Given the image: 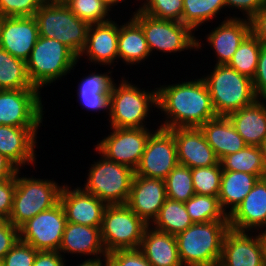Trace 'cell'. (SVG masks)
I'll list each match as a JSON object with an SVG mask.
<instances>
[{
  "label": "cell",
  "instance_id": "1",
  "mask_svg": "<svg viewBox=\"0 0 266 266\" xmlns=\"http://www.w3.org/2000/svg\"><path fill=\"white\" fill-rule=\"evenodd\" d=\"M157 109L164 114L160 128H199L217 116L202 77L157 87Z\"/></svg>",
  "mask_w": 266,
  "mask_h": 266
},
{
  "label": "cell",
  "instance_id": "35",
  "mask_svg": "<svg viewBox=\"0 0 266 266\" xmlns=\"http://www.w3.org/2000/svg\"><path fill=\"white\" fill-rule=\"evenodd\" d=\"M184 204L193 223L229 220L220 205L218 197L194 194Z\"/></svg>",
  "mask_w": 266,
  "mask_h": 266
},
{
  "label": "cell",
  "instance_id": "31",
  "mask_svg": "<svg viewBox=\"0 0 266 266\" xmlns=\"http://www.w3.org/2000/svg\"><path fill=\"white\" fill-rule=\"evenodd\" d=\"M192 224L193 221L187 213L185 204L167 198L150 226L158 231L177 235Z\"/></svg>",
  "mask_w": 266,
  "mask_h": 266
},
{
  "label": "cell",
  "instance_id": "49",
  "mask_svg": "<svg viewBox=\"0 0 266 266\" xmlns=\"http://www.w3.org/2000/svg\"><path fill=\"white\" fill-rule=\"evenodd\" d=\"M66 261L58 251H38L33 266H65Z\"/></svg>",
  "mask_w": 266,
  "mask_h": 266
},
{
  "label": "cell",
  "instance_id": "20",
  "mask_svg": "<svg viewBox=\"0 0 266 266\" xmlns=\"http://www.w3.org/2000/svg\"><path fill=\"white\" fill-rule=\"evenodd\" d=\"M39 37L34 16L3 17L0 30V48L25 62Z\"/></svg>",
  "mask_w": 266,
  "mask_h": 266
},
{
  "label": "cell",
  "instance_id": "10",
  "mask_svg": "<svg viewBox=\"0 0 266 266\" xmlns=\"http://www.w3.org/2000/svg\"><path fill=\"white\" fill-rule=\"evenodd\" d=\"M148 225L126 204L107 205L100 227L107 253L115 250L139 249Z\"/></svg>",
  "mask_w": 266,
  "mask_h": 266
},
{
  "label": "cell",
  "instance_id": "25",
  "mask_svg": "<svg viewBox=\"0 0 266 266\" xmlns=\"http://www.w3.org/2000/svg\"><path fill=\"white\" fill-rule=\"evenodd\" d=\"M227 117L246 145L260 147L266 141V99L258 98Z\"/></svg>",
  "mask_w": 266,
  "mask_h": 266
},
{
  "label": "cell",
  "instance_id": "27",
  "mask_svg": "<svg viewBox=\"0 0 266 266\" xmlns=\"http://www.w3.org/2000/svg\"><path fill=\"white\" fill-rule=\"evenodd\" d=\"M219 161L243 149L246 144L226 116H218L199 127Z\"/></svg>",
  "mask_w": 266,
  "mask_h": 266
},
{
  "label": "cell",
  "instance_id": "18",
  "mask_svg": "<svg viewBox=\"0 0 266 266\" xmlns=\"http://www.w3.org/2000/svg\"><path fill=\"white\" fill-rule=\"evenodd\" d=\"M64 184L60 193L67 222L91 227H101L103 212L107 206L96 196L85 192L81 187L72 188Z\"/></svg>",
  "mask_w": 266,
  "mask_h": 266
},
{
  "label": "cell",
  "instance_id": "40",
  "mask_svg": "<svg viewBox=\"0 0 266 266\" xmlns=\"http://www.w3.org/2000/svg\"><path fill=\"white\" fill-rule=\"evenodd\" d=\"M112 69V70H111ZM113 67H110L108 72L102 74L91 72L84 76L78 83L76 95H95V94H110L114 78L112 77Z\"/></svg>",
  "mask_w": 266,
  "mask_h": 266
},
{
  "label": "cell",
  "instance_id": "12",
  "mask_svg": "<svg viewBox=\"0 0 266 266\" xmlns=\"http://www.w3.org/2000/svg\"><path fill=\"white\" fill-rule=\"evenodd\" d=\"M41 90H0V125L41 127L45 112Z\"/></svg>",
  "mask_w": 266,
  "mask_h": 266
},
{
  "label": "cell",
  "instance_id": "6",
  "mask_svg": "<svg viewBox=\"0 0 266 266\" xmlns=\"http://www.w3.org/2000/svg\"><path fill=\"white\" fill-rule=\"evenodd\" d=\"M16 173V189L13 197V208L8 219L14 226L20 227L27 220L40 212L51 209L60 202L63 184L52 179L34 178Z\"/></svg>",
  "mask_w": 266,
  "mask_h": 266
},
{
  "label": "cell",
  "instance_id": "5",
  "mask_svg": "<svg viewBox=\"0 0 266 266\" xmlns=\"http://www.w3.org/2000/svg\"><path fill=\"white\" fill-rule=\"evenodd\" d=\"M210 73L202 75L217 116H228L254 103L258 97L253 81L235 69L225 65H214Z\"/></svg>",
  "mask_w": 266,
  "mask_h": 266
},
{
  "label": "cell",
  "instance_id": "30",
  "mask_svg": "<svg viewBox=\"0 0 266 266\" xmlns=\"http://www.w3.org/2000/svg\"><path fill=\"white\" fill-rule=\"evenodd\" d=\"M219 162L222 170L245 172L256 175L260 179L266 177L262 150L257 146L246 145L236 153L223 157Z\"/></svg>",
  "mask_w": 266,
  "mask_h": 266
},
{
  "label": "cell",
  "instance_id": "16",
  "mask_svg": "<svg viewBox=\"0 0 266 266\" xmlns=\"http://www.w3.org/2000/svg\"><path fill=\"white\" fill-rule=\"evenodd\" d=\"M118 37L119 24L115 20L90 24L86 44L78 57V62L80 58H85L88 59V63L95 66L98 64L103 67H116L114 64H118Z\"/></svg>",
  "mask_w": 266,
  "mask_h": 266
},
{
  "label": "cell",
  "instance_id": "23",
  "mask_svg": "<svg viewBox=\"0 0 266 266\" xmlns=\"http://www.w3.org/2000/svg\"><path fill=\"white\" fill-rule=\"evenodd\" d=\"M228 219L236 231H266V177L257 181Z\"/></svg>",
  "mask_w": 266,
  "mask_h": 266
},
{
  "label": "cell",
  "instance_id": "21",
  "mask_svg": "<svg viewBox=\"0 0 266 266\" xmlns=\"http://www.w3.org/2000/svg\"><path fill=\"white\" fill-rule=\"evenodd\" d=\"M41 127H15L0 125V154L8 158L19 170L26 165L36 166L35 148Z\"/></svg>",
  "mask_w": 266,
  "mask_h": 266
},
{
  "label": "cell",
  "instance_id": "19",
  "mask_svg": "<svg viewBox=\"0 0 266 266\" xmlns=\"http://www.w3.org/2000/svg\"><path fill=\"white\" fill-rule=\"evenodd\" d=\"M251 32L250 20L239 16H227L205 37L212 54L216 57L215 65L228 64L241 42Z\"/></svg>",
  "mask_w": 266,
  "mask_h": 266
},
{
  "label": "cell",
  "instance_id": "55",
  "mask_svg": "<svg viewBox=\"0 0 266 266\" xmlns=\"http://www.w3.org/2000/svg\"><path fill=\"white\" fill-rule=\"evenodd\" d=\"M262 237L265 246V266H266V231L262 232Z\"/></svg>",
  "mask_w": 266,
  "mask_h": 266
},
{
  "label": "cell",
  "instance_id": "50",
  "mask_svg": "<svg viewBox=\"0 0 266 266\" xmlns=\"http://www.w3.org/2000/svg\"><path fill=\"white\" fill-rule=\"evenodd\" d=\"M250 23L251 32L261 43L266 44V5L250 19Z\"/></svg>",
  "mask_w": 266,
  "mask_h": 266
},
{
  "label": "cell",
  "instance_id": "51",
  "mask_svg": "<svg viewBox=\"0 0 266 266\" xmlns=\"http://www.w3.org/2000/svg\"><path fill=\"white\" fill-rule=\"evenodd\" d=\"M18 170L8 158L0 154V181L14 178Z\"/></svg>",
  "mask_w": 266,
  "mask_h": 266
},
{
  "label": "cell",
  "instance_id": "56",
  "mask_svg": "<svg viewBox=\"0 0 266 266\" xmlns=\"http://www.w3.org/2000/svg\"><path fill=\"white\" fill-rule=\"evenodd\" d=\"M66 0H44L45 3H57V2H65Z\"/></svg>",
  "mask_w": 266,
  "mask_h": 266
},
{
  "label": "cell",
  "instance_id": "38",
  "mask_svg": "<svg viewBox=\"0 0 266 266\" xmlns=\"http://www.w3.org/2000/svg\"><path fill=\"white\" fill-rule=\"evenodd\" d=\"M222 171L220 162L210 167L192 168L191 175L195 194L218 197Z\"/></svg>",
  "mask_w": 266,
  "mask_h": 266
},
{
  "label": "cell",
  "instance_id": "17",
  "mask_svg": "<svg viewBox=\"0 0 266 266\" xmlns=\"http://www.w3.org/2000/svg\"><path fill=\"white\" fill-rule=\"evenodd\" d=\"M166 199L165 180L135 175L126 205L150 225Z\"/></svg>",
  "mask_w": 266,
  "mask_h": 266
},
{
  "label": "cell",
  "instance_id": "11",
  "mask_svg": "<svg viewBox=\"0 0 266 266\" xmlns=\"http://www.w3.org/2000/svg\"><path fill=\"white\" fill-rule=\"evenodd\" d=\"M107 137L97 141L94 148L108 160L137 169L150 135L155 131L147 128H114Z\"/></svg>",
  "mask_w": 266,
  "mask_h": 266
},
{
  "label": "cell",
  "instance_id": "7",
  "mask_svg": "<svg viewBox=\"0 0 266 266\" xmlns=\"http://www.w3.org/2000/svg\"><path fill=\"white\" fill-rule=\"evenodd\" d=\"M34 18L39 36L58 40L79 57L86 44L88 22L77 18L64 2L44 3Z\"/></svg>",
  "mask_w": 266,
  "mask_h": 266
},
{
  "label": "cell",
  "instance_id": "3",
  "mask_svg": "<svg viewBox=\"0 0 266 266\" xmlns=\"http://www.w3.org/2000/svg\"><path fill=\"white\" fill-rule=\"evenodd\" d=\"M131 82L122 77L120 83L114 82L112 85L108 118L110 127L147 128V117L158 106L156 87L149 91Z\"/></svg>",
  "mask_w": 266,
  "mask_h": 266
},
{
  "label": "cell",
  "instance_id": "22",
  "mask_svg": "<svg viewBox=\"0 0 266 266\" xmlns=\"http://www.w3.org/2000/svg\"><path fill=\"white\" fill-rule=\"evenodd\" d=\"M169 131L176 142L178 164L192 169L210 167L219 163V159L200 128H173Z\"/></svg>",
  "mask_w": 266,
  "mask_h": 266
},
{
  "label": "cell",
  "instance_id": "43",
  "mask_svg": "<svg viewBox=\"0 0 266 266\" xmlns=\"http://www.w3.org/2000/svg\"><path fill=\"white\" fill-rule=\"evenodd\" d=\"M107 266H152L139 249L115 250L106 255Z\"/></svg>",
  "mask_w": 266,
  "mask_h": 266
},
{
  "label": "cell",
  "instance_id": "28",
  "mask_svg": "<svg viewBox=\"0 0 266 266\" xmlns=\"http://www.w3.org/2000/svg\"><path fill=\"white\" fill-rule=\"evenodd\" d=\"M142 27L131 17L119 25L118 61L125 65H139L151 58Z\"/></svg>",
  "mask_w": 266,
  "mask_h": 266
},
{
  "label": "cell",
  "instance_id": "8",
  "mask_svg": "<svg viewBox=\"0 0 266 266\" xmlns=\"http://www.w3.org/2000/svg\"><path fill=\"white\" fill-rule=\"evenodd\" d=\"M100 159L94 160L88 167V174L83 186L85 192L90 193L106 205H125L130 194L135 171L128 166L108 160L95 148Z\"/></svg>",
  "mask_w": 266,
  "mask_h": 266
},
{
  "label": "cell",
  "instance_id": "14",
  "mask_svg": "<svg viewBox=\"0 0 266 266\" xmlns=\"http://www.w3.org/2000/svg\"><path fill=\"white\" fill-rule=\"evenodd\" d=\"M150 135L135 175L162 179L178 165L177 146L168 129L157 126Z\"/></svg>",
  "mask_w": 266,
  "mask_h": 266
},
{
  "label": "cell",
  "instance_id": "37",
  "mask_svg": "<svg viewBox=\"0 0 266 266\" xmlns=\"http://www.w3.org/2000/svg\"><path fill=\"white\" fill-rule=\"evenodd\" d=\"M167 198L185 203L194 194L191 169L178 164L165 178Z\"/></svg>",
  "mask_w": 266,
  "mask_h": 266
},
{
  "label": "cell",
  "instance_id": "41",
  "mask_svg": "<svg viewBox=\"0 0 266 266\" xmlns=\"http://www.w3.org/2000/svg\"><path fill=\"white\" fill-rule=\"evenodd\" d=\"M44 0H0V15L3 17L34 16Z\"/></svg>",
  "mask_w": 266,
  "mask_h": 266
},
{
  "label": "cell",
  "instance_id": "57",
  "mask_svg": "<svg viewBox=\"0 0 266 266\" xmlns=\"http://www.w3.org/2000/svg\"><path fill=\"white\" fill-rule=\"evenodd\" d=\"M6 221L2 216H0V226Z\"/></svg>",
  "mask_w": 266,
  "mask_h": 266
},
{
  "label": "cell",
  "instance_id": "45",
  "mask_svg": "<svg viewBox=\"0 0 266 266\" xmlns=\"http://www.w3.org/2000/svg\"><path fill=\"white\" fill-rule=\"evenodd\" d=\"M16 189V176L0 181V216L8 220L13 208V197Z\"/></svg>",
  "mask_w": 266,
  "mask_h": 266
},
{
  "label": "cell",
  "instance_id": "59",
  "mask_svg": "<svg viewBox=\"0 0 266 266\" xmlns=\"http://www.w3.org/2000/svg\"><path fill=\"white\" fill-rule=\"evenodd\" d=\"M0 266H4V264H3V261H2V260H0Z\"/></svg>",
  "mask_w": 266,
  "mask_h": 266
},
{
  "label": "cell",
  "instance_id": "34",
  "mask_svg": "<svg viewBox=\"0 0 266 266\" xmlns=\"http://www.w3.org/2000/svg\"><path fill=\"white\" fill-rule=\"evenodd\" d=\"M261 44L257 37L250 32L241 42L227 65L240 74L253 79L257 69Z\"/></svg>",
  "mask_w": 266,
  "mask_h": 266
},
{
  "label": "cell",
  "instance_id": "46",
  "mask_svg": "<svg viewBox=\"0 0 266 266\" xmlns=\"http://www.w3.org/2000/svg\"><path fill=\"white\" fill-rule=\"evenodd\" d=\"M252 81L256 96L266 99V44H261L257 69Z\"/></svg>",
  "mask_w": 266,
  "mask_h": 266
},
{
  "label": "cell",
  "instance_id": "4",
  "mask_svg": "<svg viewBox=\"0 0 266 266\" xmlns=\"http://www.w3.org/2000/svg\"><path fill=\"white\" fill-rule=\"evenodd\" d=\"M77 64L78 57L63 43L39 36L26 61V70L32 85L42 90L65 78Z\"/></svg>",
  "mask_w": 266,
  "mask_h": 266
},
{
  "label": "cell",
  "instance_id": "33",
  "mask_svg": "<svg viewBox=\"0 0 266 266\" xmlns=\"http://www.w3.org/2000/svg\"><path fill=\"white\" fill-rule=\"evenodd\" d=\"M223 9H226L225 0H183L182 23L196 32L199 27L219 17L217 15Z\"/></svg>",
  "mask_w": 266,
  "mask_h": 266
},
{
  "label": "cell",
  "instance_id": "24",
  "mask_svg": "<svg viewBox=\"0 0 266 266\" xmlns=\"http://www.w3.org/2000/svg\"><path fill=\"white\" fill-rule=\"evenodd\" d=\"M65 258L67 255H77L80 258L106 257L100 227L67 222L62 236L61 245L58 250ZM92 256V257H91Z\"/></svg>",
  "mask_w": 266,
  "mask_h": 266
},
{
  "label": "cell",
  "instance_id": "53",
  "mask_svg": "<svg viewBox=\"0 0 266 266\" xmlns=\"http://www.w3.org/2000/svg\"><path fill=\"white\" fill-rule=\"evenodd\" d=\"M108 4H110L112 7H115L118 4L125 2L126 0H105Z\"/></svg>",
  "mask_w": 266,
  "mask_h": 266
},
{
  "label": "cell",
  "instance_id": "2",
  "mask_svg": "<svg viewBox=\"0 0 266 266\" xmlns=\"http://www.w3.org/2000/svg\"><path fill=\"white\" fill-rule=\"evenodd\" d=\"M229 220L193 223L175 235L183 266H218Z\"/></svg>",
  "mask_w": 266,
  "mask_h": 266
},
{
  "label": "cell",
  "instance_id": "36",
  "mask_svg": "<svg viewBox=\"0 0 266 266\" xmlns=\"http://www.w3.org/2000/svg\"><path fill=\"white\" fill-rule=\"evenodd\" d=\"M71 12L89 24L110 21L112 6L105 0H66L64 2ZM111 11V12H110Z\"/></svg>",
  "mask_w": 266,
  "mask_h": 266
},
{
  "label": "cell",
  "instance_id": "15",
  "mask_svg": "<svg viewBox=\"0 0 266 266\" xmlns=\"http://www.w3.org/2000/svg\"><path fill=\"white\" fill-rule=\"evenodd\" d=\"M253 233L229 229L223 240L218 266H265L262 232Z\"/></svg>",
  "mask_w": 266,
  "mask_h": 266
},
{
  "label": "cell",
  "instance_id": "13",
  "mask_svg": "<svg viewBox=\"0 0 266 266\" xmlns=\"http://www.w3.org/2000/svg\"><path fill=\"white\" fill-rule=\"evenodd\" d=\"M67 223L62 204L40 212L19 227L20 240L38 251H58Z\"/></svg>",
  "mask_w": 266,
  "mask_h": 266
},
{
  "label": "cell",
  "instance_id": "32",
  "mask_svg": "<svg viewBox=\"0 0 266 266\" xmlns=\"http://www.w3.org/2000/svg\"><path fill=\"white\" fill-rule=\"evenodd\" d=\"M37 89L29 81L26 62L0 48V90Z\"/></svg>",
  "mask_w": 266,
  "mask_h": 266
},
{
  "label": "cell",
  "instance_id": "48",
  "mask_svg": "<svg viewBox=\"0 0 266 266\" xmlns=\"http://www.w3.org/2000/svg\"><path fill=\"white\" fill-rule=\"evenodd\" d=\"M226 8L237 9L250 20L261 8L265 6L264 0H225Z\"/></svg>",
  "mask_w": 266,
  "mask_h": 266
},
{
  "label": "cell",
  "instance_id": "29",
  "mask_svg": "<svg viewBox=\"0 0 266 266\" xmlns=\"http://www.w3.org/2000/svg\"><path fill=\"white\" fill-rule=\"evenodd\" d=\"M260 178L245 172L222 171L219 202L229 217Z\"/></svg>",
  "mask_w": 266,
  "mask_h": 266
},
{
  "label": "cell",
  "instance_id": "47",
  "mask_svg": "<svg viewBox=\"0 0 266 266\" xmlns=\"http://www.w3.org/2000/svg\"><path fill=\"white\" fill-rule=\"evenodd\" d=\"M19 240V228L6 220L0 226V260H3L4 256Z\"/></svg>",
  "mask_w": 266,
  "mask_h": 266
},
{
  "label": "cell",
  "instance_id": "9",
  "mask_svg": "<svg viewBox=\"0 0 266 266\" xmlns=\"http://www.w3.org/2000/svg\"><path fill=\"white\" fill-rule=\"evenodd\" d=\"M132 14L131 17L143 29L151 56L156 51L170 54L195 49L197 52L205 45L196 37L195 32L182 22L157 19L138 9Z\"/></svg>",
  "mask_w": 266,
  "mask_h": 266
},
{
  "label": "cell",
  "instance_id": "42",
  "mask_svg": "<svg viewBox=\"0 0 266 266\" xmlns=\"http://www.w3.org/2000/svg\"><path fill=\"white\" fill-rule=\"evenodd\" d=\"M38 250L19 240L4 256V266H33Z\"/></svg>",
  "mask_w": 266,
  "mask_h": 266
},
{
  "label": "cell",
  "instance_id": "44",
  "mask_svg": "<svg viewBox=\"0 0 266 266\" xmlns=\"http://www.w3.org/2000/svg\"><path fill=\"white\" fill-rule=\"evenodd\" d=\"M82 109L89 111L107 113L110 116V94H95V95H77L76 96Z\"/></svg>",
  "mask_w": 266,
  "mask_h": 266
},
{
  "label": "cell",
  "instance_id": "58",
  "mask_svg": "<svg viewBox=\"0 0 266 266\" xmlns=\"http://www.w3.org/2000/svg\"><path fill=\"white\" fill-rule=\"evenodd\" d=\"M2 22H3V16L0 15V30H1Z\"/></svg>",
  "mask_w": 266,
  "mask_h": 266
},
{
  "label": "cell",
  "instance_id": "26",
  "mask_svg": "<svg viewBox=\"0 0 266 266\" xmlns=\"http://www.w3.org/2000/svg\"><path fill=\"white\" fill-rule=\"evenodd\" d=\"M139 250L152 266H183L175 235L158 231L150 225L145 228Z\"/></svg>",
  "mask_w": 266,
  "mask_h": 266
},
{
  "label": "cell",
  "instance_id": "54",
  "mask_svg": "<svg viewBox=\"0 0 266 266\" xmlns=\"http://www.w3.org/2000/svg\"><path fill=\"white\" fill-rule=\"evenodd\" d=\"M260 148L262 150L264 165L266 167V141L260 146Z\"/></svg>",
  "mask_w": 266,
  "mask_h": 266
},
{
  "label": "cell",
  "instance_id": "39",
  "mask_svg": "<svg viewBox=\"0 0 266 266\" xmlns=\"http://www.w3.org/2000/svg\"><path fill=\"white\" fill-rule=\"evenodd\" d=\"M140 12L151 17L182 22L183 0H140Z\"/></svg>",
  "mask_w": 266,
  "mask_h": 266
},
{
  "label": "cell",
  "instance_id": "52",
  "mask_svg": "<svg viewBox=\"0 0 266 266\" xmlns=\"http://www.w3.org/2000/svg\"><path fill=\"white\" fill-rule=\"evenodd\" d=\"M84 260L85 261H82V263H78L77 266H107L106 257H97V258L87 257V259H84Z\"/></svg>",
  "mask_w": 266,
  "mask_h": 266
}]
</instances>
